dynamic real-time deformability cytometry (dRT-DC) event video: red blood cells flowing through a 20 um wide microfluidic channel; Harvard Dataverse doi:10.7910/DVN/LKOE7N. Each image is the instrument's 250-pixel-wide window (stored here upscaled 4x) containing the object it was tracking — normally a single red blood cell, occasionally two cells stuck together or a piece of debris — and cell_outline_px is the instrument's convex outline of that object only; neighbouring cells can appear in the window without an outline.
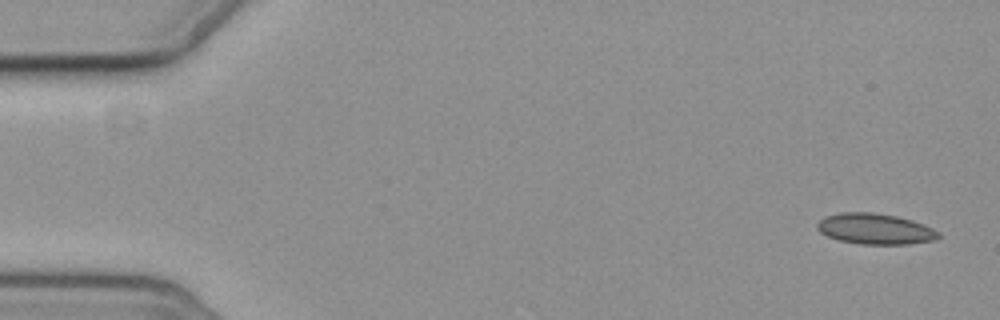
{"species": "common noctule bat (a hibernating species)", "species_latin": "Nyctalus noctula", "temperature_condition": "cold", "stored_images_in_passage": 6, "camera_frame_rate_fps": 3000, "um_per_image_px": 0.085, "animal": {"sex": "female", "body_mass_g": 19.3, "forearm_length_mm": 54.1}, "frame": {"image": 1, "passage_image": 1, "time_ms": 0.0, "image_size_px": [1000, 320], "cell_outline_px": [[944, 236], [936, 240], [908, 244], [860, 244], [836, 240], [820, 232], [816, 228], [816, 224], [820, 220], [828, 216], [840, 212], [872, 212], [896, 216], [912, 220], [924, 224], [940, 232]], "centroid_in_image_um": [74.42, 19.46], "position_along_channel_um": 10.6, "area_um2": 21.96}}